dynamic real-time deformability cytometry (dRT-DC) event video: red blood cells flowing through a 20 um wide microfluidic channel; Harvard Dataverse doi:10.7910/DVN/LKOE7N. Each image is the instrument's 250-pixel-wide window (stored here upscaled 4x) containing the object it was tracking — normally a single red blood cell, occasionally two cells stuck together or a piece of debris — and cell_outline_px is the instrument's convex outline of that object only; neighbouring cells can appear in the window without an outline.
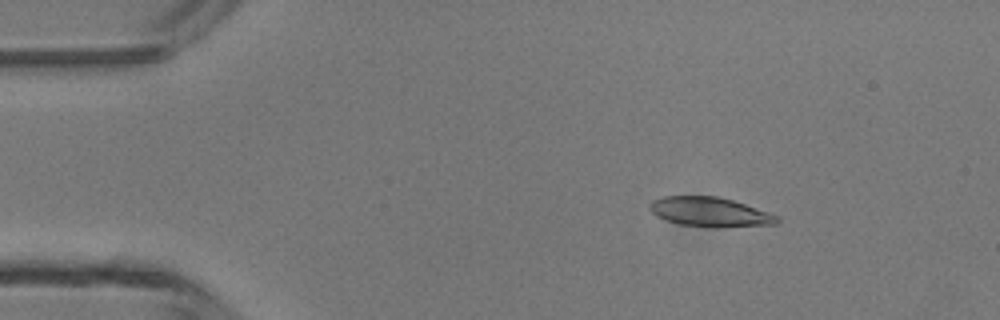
{"species": "common noctule bat (a hibernating species)", "species_latin": "Nyctalus noctula", "temperature_condition": "room temperature", "stored_images_in_passage": 3, "camera_frame_rate_fps": 3000, "um_per_image_px": 0.085, "animal": {"sex": "male", "body_mass_g": 13.3}, "frame": {"image": 1, "passage_image": 1, "time_ms": 0.0, "image_size_px": [1000, 320], "cell_outline_px": [[780, 220], [776, 224], [680, 224], [656, 216], [648, 208], [648, 204], [652, 200], [664, 196], [716, 196], [732, 200], [780, 216]], "centroid_in_image_um": [60.26, 17.94], "position_along_channel_um": 24.7, "area_um2": 20.52}}
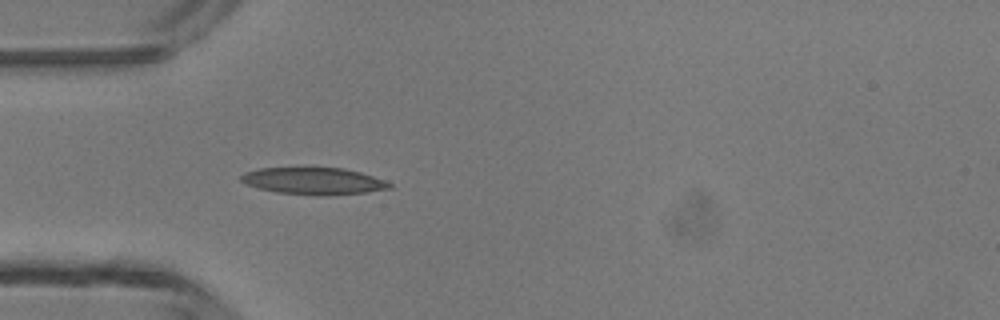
{"frame": {"image": 2, "passage_image": 3, "time_ms": 2.333, "image_size_px": [1000, 320], "cell_outline_px": [[392, 188], [368, 192], [328, 196], [316, 196], [276, 192], [260, 188], [248, 184], [240, 180], [240, 176], [244, 172], [260, 168], [344, 168], [360, 172], [384, 180], [392, 184]], "centroid_in_image_um": [26.69, 15.4], "position_along_channel_um": 58.3, "area_um2": 23.35}}